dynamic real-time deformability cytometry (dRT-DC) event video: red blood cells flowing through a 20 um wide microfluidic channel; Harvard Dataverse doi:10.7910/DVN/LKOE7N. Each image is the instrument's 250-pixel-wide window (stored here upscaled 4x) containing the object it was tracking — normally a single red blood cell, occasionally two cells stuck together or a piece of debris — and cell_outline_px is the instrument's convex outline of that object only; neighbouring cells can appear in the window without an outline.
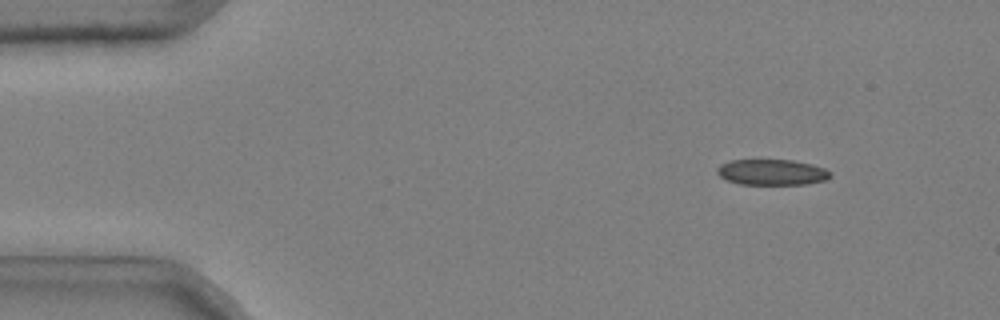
{"species": "common noctule bat (a hibernating species)", "species_latin": "Nyctalus noctula", "temperature_condition": "cold", "stored_images_in_passage": 49, "camera_frame_rate_fps": 3000, "um_per_image_px": 0.085, "animal": {"sex": "male", "body_mass_g": 20.4}, "frame": {"image": 1, "passage_image": 4, "time_ms": 1.0, "image_size_px": [1000, 320], "cell_outline_px": [[832, 176], [824, 180], [808, 184], [740, 184], [728, 180], [720, 176], [716, 172], [716, 168], [720, 164], [732, 160], [792, 160], [812, 164], [824, 168], [832, 172]], "centroid_in_image_um": [65.62, 14.63], "position_along_channel_um": 19.4, "area_um2": 16.99}}
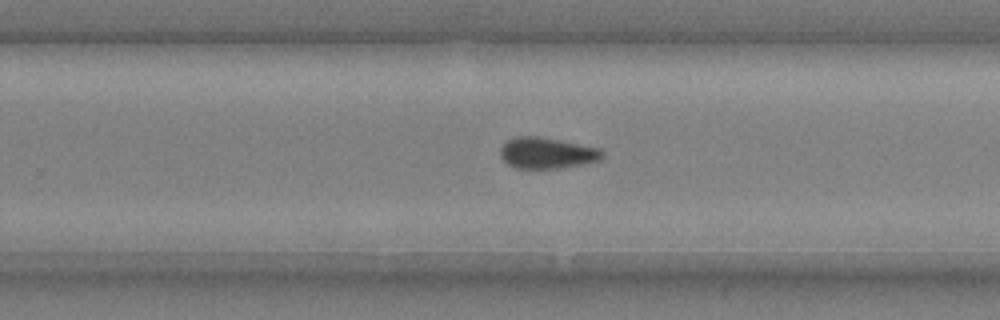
{"frame": {"image": 2, "passage_image": 32, "time_ms": 10.333, "image_size_px": [1000, 320], "cell_outline_px": [[604, 156], [600, 160], [584, 164], [556, 168], [516, 168], [508, 164], [500, 156], [500, 148], [508, 140], [516, 136], [536, 136], [600, 148], [604, 152]], "centroid_in_image_um": [46.49, 13.01], "position_along_channel_um": 283.3, "area_um2": 18.32}}
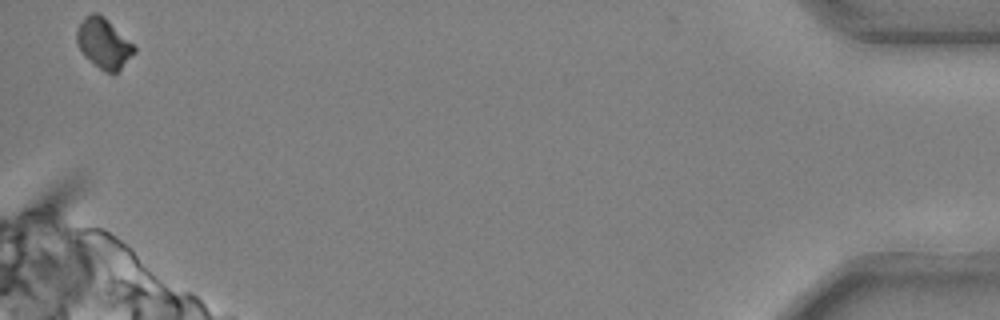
{"frame": {"image": 3, "passage_image": 49, "time_ms": 16.0, "image_size_px": [1000, 320], "cell_outline_px": [[136, 52], [112, 76], [104, 72], [80, 48], [76, 40], [76, 32], [84, 16], [92, 12], [96, 12], [104, 16], [136, 48]], "centroid_in_image_um": [8.82, 3.67], "position_along_channel_um": 426.4, "area_um2": 16.3}, "authors_computed_cell_mechanics": {"area_um2": 18.0914, "velocity_mm_per_s": 3.7147, "shape_relaxation_time_tau1_ms": null, "shape_relaxation_time_tau2_ms": 8.8025, "deformation_change_tau1": null, "deformation_change_tau2": 0.1318}}